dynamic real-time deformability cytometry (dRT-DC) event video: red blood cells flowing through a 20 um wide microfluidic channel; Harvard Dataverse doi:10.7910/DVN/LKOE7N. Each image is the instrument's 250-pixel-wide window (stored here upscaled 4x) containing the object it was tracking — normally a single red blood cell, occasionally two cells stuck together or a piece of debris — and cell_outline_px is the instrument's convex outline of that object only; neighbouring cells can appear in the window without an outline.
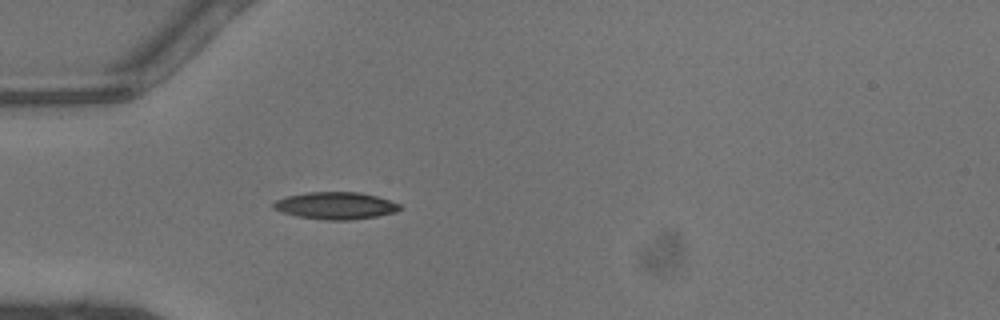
{"species": "common noctule bat (a hibernating species)", "species_latin": "Nyctalus noctula", "temperature_condition": "warm", "stored_images_in_passage": 33, "camera_frame_rate_fps": 3000, "um_per_image_px": 0.085, "animal": {"sex": "male", "body_mass_g": 13.3}, "frame": {"image": 1, "passage_image": 1, "time_ms": 0.0, "image_size_px": [1000, 320], "cell_outline_px": [[400, 208], [396, 212], [376, 216], [352, 220], [324, 220], [296, 216], [280, 212], [272, 208], [272, 204], [276, 200], [288, 196], [304, 192], [360, 192], [376, 196], [400, 204]], "centroid_in_image_um": [28.48, 17.48], "position_along_channel_um": 56.5, "area_um2": 20.06}}
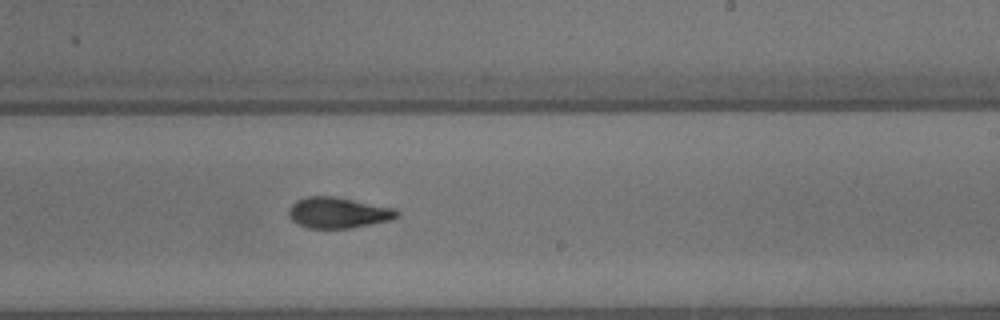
{"frame": {"image": 2, "passage_image": 15, "time_ms": 4.667, "image_size_px": [1000, 320], "cell_outline_px": [[400, 212], [392, 220], [348, 228], [308, 228], [296, 224], [288, 216], [288, 212], [292, 204], [296, 200], [308, 196], [336, 196], [396, 208]], "centroid_in_image_um": [28.73, 18.07], "position_along_channel_um": 260.3, "area_um2": 19.59}}
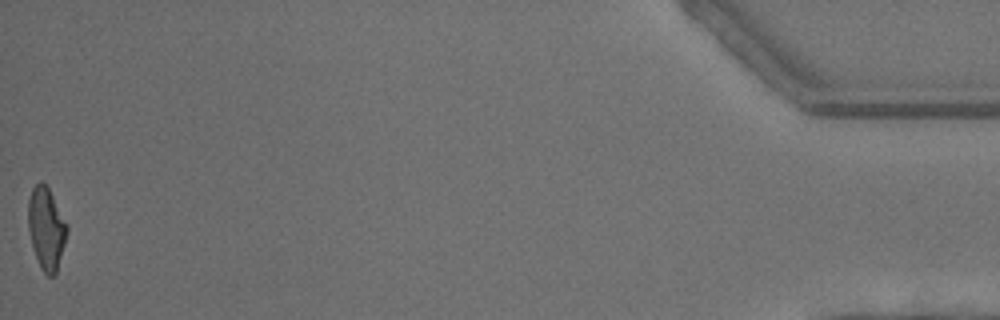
{"frame": {"image": 3, "passage_image": 33, "time_ms": 10.667, "image_size_px": [1000, 320], "cell_outline_px": [[68, 232], [56, 272], [52, 276], [48, 276], [40, 268], [32, 244], [28, 228], [28, 200], [32, 188], [40, 180], [48, 188], [68, 224]], "centroid_in_image_um": [3.94, 19.4], "position_along_channel_um": 431.3, "area_um2": 18.44}, "authors_computed_cell_mechanics": {"area_um2": 19.1896, "velocity_mm_per_s": 4.5203, "shape_relaxation_time_tau1_ms": null, "shape_relaxation_time_tau2_ms": 2.6962, "deformation_change_tau1": null, "deformation_change_tau2": 0.1117}}